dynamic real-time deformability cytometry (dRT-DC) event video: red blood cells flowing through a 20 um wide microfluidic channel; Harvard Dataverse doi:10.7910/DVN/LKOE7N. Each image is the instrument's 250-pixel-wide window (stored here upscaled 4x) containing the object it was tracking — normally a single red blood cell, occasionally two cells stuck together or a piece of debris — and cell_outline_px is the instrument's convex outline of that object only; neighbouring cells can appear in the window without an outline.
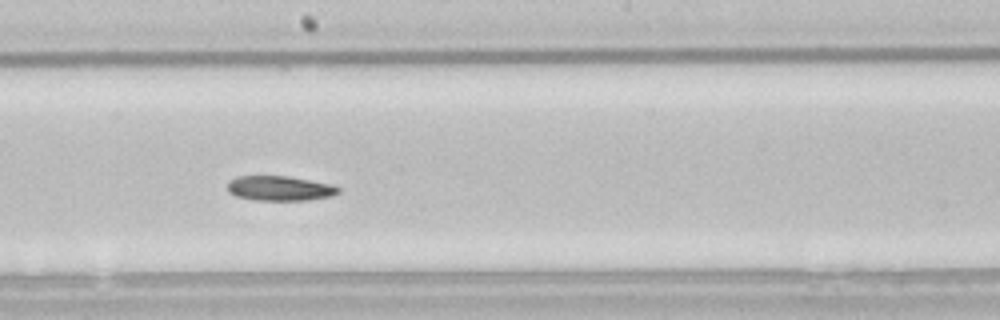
{"species": "common noctule bat (a hibernating species)", "species_latin": "Nyctalus noctula", "temperature_condition": "room temperature", "stored_images_in_passage": 36, "camera_frame_rate_fps": 3000, "um_per_image_px": 0.085, "animal": {"sex": "male", "body_mass_g": 21.5, "forearm_length_mm": 52.0}, "frame": {"image": 1, "passage_image": 21, "time_ms": 6.667, "image_size_px": [1000, 320], "cell_outline_px": [[340, 192], [332, 196], [308, 200], [252, 200], [236, 196], [228, 192], [228, 180], [236, 176], [288, 176], [328, 184], [340, 188]], "centroid_in_image_um": [23.73, 16.01], "position_along_channel_um": 224.5, "area_um2": 16.01}, "authors_computed_cell_mechanics": {"area_um2": 17.0799, "velocity_mm_per_s": 3.8458, "shape_relaxation_time_tau1_ms": 6.5523, "shape_relaxation_time_tau2_ms": 3.268, "deformation_change_tau1": 0.1294, "deformation_change_tau2": 0.0778}}